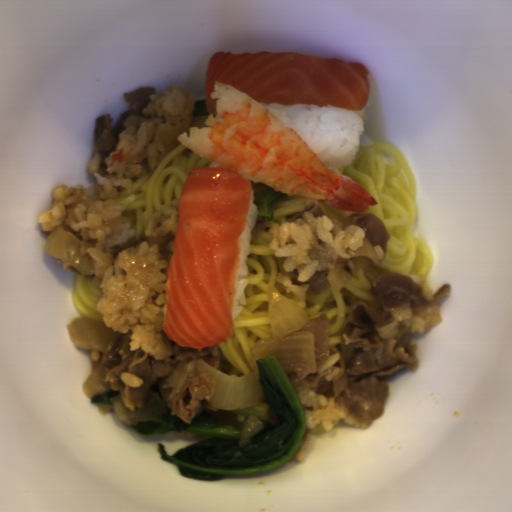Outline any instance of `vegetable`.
Segmentation results:
<instances>
[{
  "instance_id": "add77e79",
  "label": "vegetable",
  "mask_w": 512,
  "mask_h": 512,
  "mask_svg": "<svg viewBox=\"0 0 512 512\" xmlns=\"http://www.w3.org/2000/svg\"><path fill=\"white\" fill-rule=\"evenodd\" d=\"M263 395L253 407L231 409L240 417L254 415L263 423L244 445L242 430L220 424L217 417L202 412L185 424L169 408L159 416L132 425L141 436L197 434L194 445L168 454L156 443L160 458L190 479L216 481L228 477L255 476L280 468L295 456L308 430L305 410L287 373L274 356L256 360Z\"/></svg>"
},
{
  "instance_id": "ea0f7189",
  "label": "vegetable",
  "mask_w": 512,
  "mask_h": 512,
  "mask_svg": "<svg viewBox=\"0 0 512 512\" xmlns=\"http://www.w3.org/2000/svg\"><path fill=\"white\" fill-rule=\"evenodd\" d=\"M286 193L277 192L272 187L253 195L256 206V220L270 221L273 218V205L279 202Z\"/></svg>"
},
{
  "instance_id": "f7b5029e",
  "label": "vegetable",
  "mask_w": 512,
  "mask_h": 512,
  "mask_svg": "<svg viewBox=\"0 0 512 512\" xmlns=\"http://www.w3.org/2000/svg\"><path fill=\"white\" fill-rule=\"evenodd\" d=\"M118 395H120L119 391L109 389L98 394H95L93 397H91L90 404L98 405V403H101L104 405H110L112 404L111 400Z\"/></svg>"
},
{
  "instance_id": "96ceb2fe",
  "label": "vegetable",
  "mask_w": 512,
  "mask_h": 512,
  "mask_svg": "<svg viewBox=\"0 0 512 512\" xmlns=\"http://www.w3.org/2000/svg\"><path fill=\"white\" fill-rule=\"evenodd\" d=\"M327 432L325 430V427H324V424L322 423H318L313 429H312V432H311V435H320L322 433H325Z\"/></svg>"
}]
</instances>
